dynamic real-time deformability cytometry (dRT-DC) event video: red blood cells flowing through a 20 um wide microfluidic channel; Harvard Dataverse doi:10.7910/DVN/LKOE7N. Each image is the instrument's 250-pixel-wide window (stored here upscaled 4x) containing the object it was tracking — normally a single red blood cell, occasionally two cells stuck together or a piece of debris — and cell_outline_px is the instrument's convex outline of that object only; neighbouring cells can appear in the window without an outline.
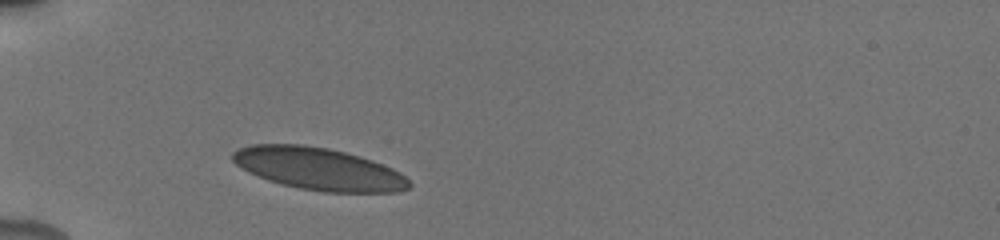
{"species": "human", "species_latin": "Homo sapiens", "temperature_condition": "cold", "stored_images_in_passage": 12, "camera_frame_rate_fps": 3000, "um_per_image_px": 0.085, "donor": {"sex": "male"}, "frame": {"image": 1, "passage_image": 1, "time_ms": 0.0, "image_size_px": [1000, 240], "cell_outline_px": [[412, 184], [408, 188], [400, 192], [324, 192], [300, 188], [268, 180], [248, 172], [236, 164], [232, 160], [232, 152], [240, 148], [252, 144], [300, 144], [328, 148], [344, 152], [372, 160], [392, 168], [400, 172]], "centroid_in_image_um": [27.09, 14.35], "position_along_channel_um": 57.9, "area_um2": 43.29}}